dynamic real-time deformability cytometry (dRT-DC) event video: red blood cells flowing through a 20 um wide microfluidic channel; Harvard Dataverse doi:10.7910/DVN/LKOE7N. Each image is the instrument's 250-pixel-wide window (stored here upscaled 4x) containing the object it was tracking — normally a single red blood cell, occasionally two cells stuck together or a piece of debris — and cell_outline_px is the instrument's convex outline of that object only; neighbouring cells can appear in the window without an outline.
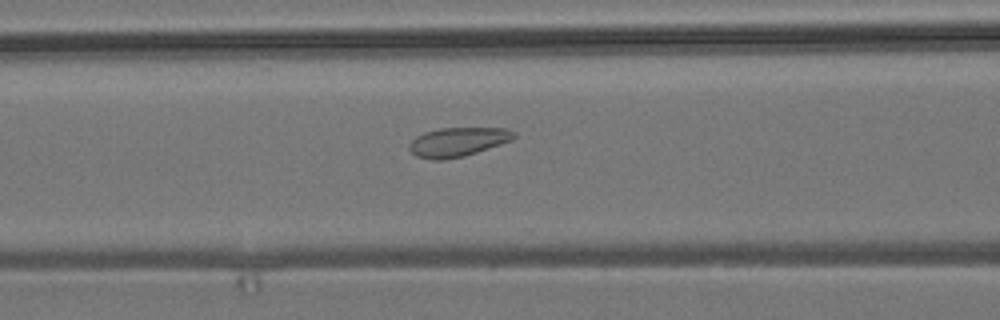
{"species": "common noctule bat (a hibernating species)", "species_latin": "Nyctalus noctula", "temperature_condition": "room temperature", "stored_images_in_passage": 52, "camera_frame_rate_fps": 3000, "um_per_image_px": 0.085, "animal": {"sex": "male", "body_mass_g": 19.2, "forearm_length_mm": 51.8}, "frame": {"image": 1, "passage_image": 23, "time_ms": 7.333, "image_size_px": [1000, 320], "cell_outline_px": [[516, 136], [512, 140], [464, 156], [444, 160], [432, 160], [416, 156], [408, 148], [408, 144], [416, 136], [424, 132], [440, 128], [508, 128], [516, 132]], "centroid_in_image_um": [38.9, 12.06], "position_along_channel_um": 127.7, "area_um2": 17.8}}
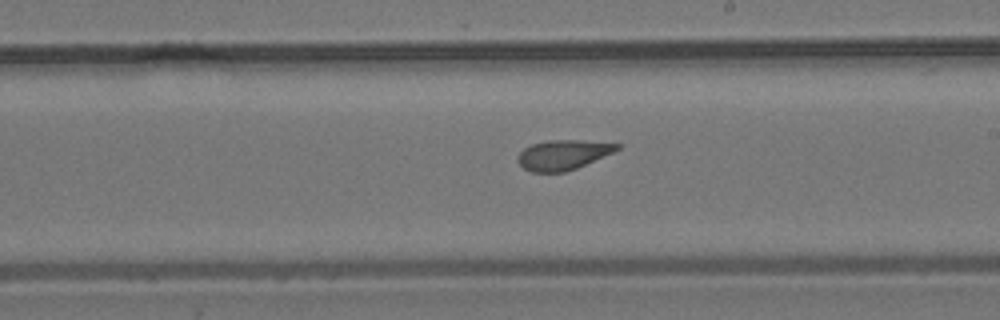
{"frame": {"image": 2, "passage_image": 32, "time_ms": 10.333, "image_size_px": [1000, 320], "cell_outline_px": [[624, 144], [620, 148], [612, 152], [576, 168], [564, 172], [532, 172], [524, 168], [516, 160], [516, 156], [524, 148], [532, 144], [548, 140], [580, 140]], "centroid_in_image_um": [47.83, 13.15], "position_along_channel_um": 241.2, "area_um2": 17.17}}
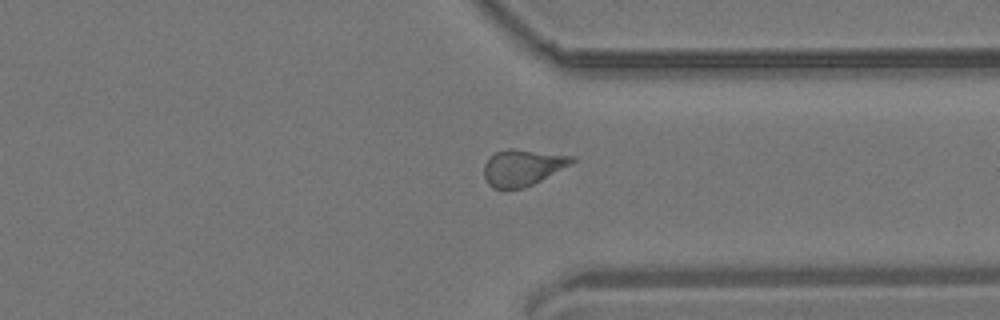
{"frame": {"image": 3, "passage_image": 42, "time_ms": 13.667, "image_size_px": [1000, 320], "cell_outline_px": [[576, 160], [572, 164], [524, 188], [504, 192], [492, 188], [488, 184], [484, 176], [484, 164], [496, 152], [508, 148], [512, 148], [576, 156]], "centroid_in_image_um": [44.4, 14.27], "position_along_channel_um": 367.0, "area_um2": 18.96}, "authors_computed_cell_mechanics": {"area_um2": 18.5827, "velocity_mm_per_s": 3.7836, "shape_relaxation_time_tau1_ms": null, "shape_relaxation_time_tau2_ms": 1.6653, "deformation_change_tau1": null, "deformation_change_tau2": 0.0809}}